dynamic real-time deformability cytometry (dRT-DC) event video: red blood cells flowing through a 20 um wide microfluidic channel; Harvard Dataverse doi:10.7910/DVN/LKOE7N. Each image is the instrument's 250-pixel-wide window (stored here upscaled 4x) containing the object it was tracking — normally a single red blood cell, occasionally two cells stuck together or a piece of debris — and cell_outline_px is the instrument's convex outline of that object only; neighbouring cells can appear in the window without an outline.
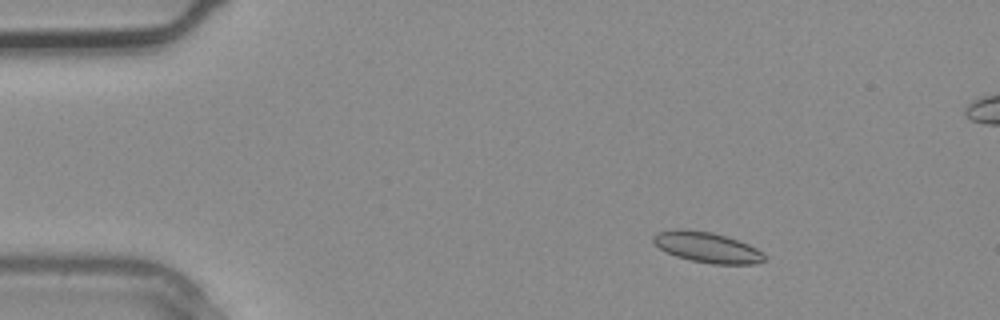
{"species": "common noctule bat (a hibernating species)", "species_latin": "Nyctalus noctula", "temperature_condition": "warm", "stored_images_in_passage": 4, "camera_frame_rate_fps": 3000, "um_per_image_px": 0.085, "animal": {"sex": "male", "body_mass_g": 20.4}, "frame": {"image": 1, "passage_image": 2, "time_ms": 0.333, "image_size_px": [1000, 320], "cell_outline_px": [[764, 260], [756, 264], [712, 264], [692, 260], [676, 256], [664, 252], [652, 244], [652, 236], [656, 232], [676, 228], [680, 228], [712, 232], [748, 244], [764, 252]], "centroid_in_image_um": [60.03, 21.01], "position_along_channel_um": 25.0, "area_um2": 19.94}}